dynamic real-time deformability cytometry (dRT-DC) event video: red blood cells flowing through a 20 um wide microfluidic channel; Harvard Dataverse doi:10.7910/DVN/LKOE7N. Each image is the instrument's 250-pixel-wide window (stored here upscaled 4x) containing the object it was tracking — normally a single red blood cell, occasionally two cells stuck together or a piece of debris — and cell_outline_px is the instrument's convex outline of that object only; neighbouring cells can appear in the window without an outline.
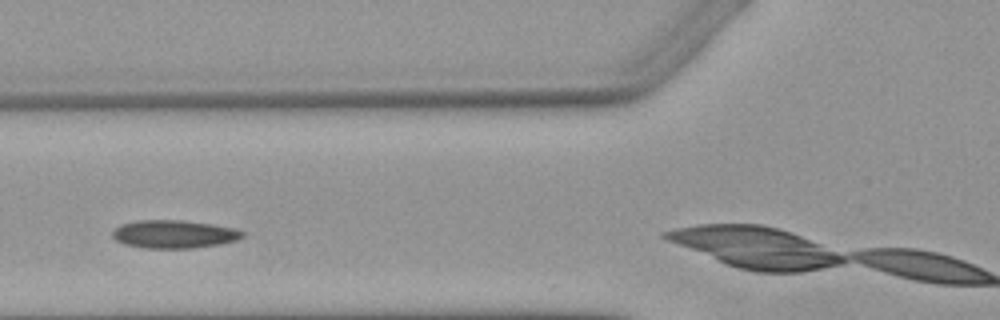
{"species": "Egyptian fruit bat (a non-hibernating species)", "species_latin": "Rousettus aegyptiacus", "temperature_condition": "warm", "stored_images_in_passage": 6, "camera_frame_rate_fps": 3000, "um_per_image_px": 0.085, "animal": {"sex": "female"}, "frame": {"image": 1, "passage_image": 2, "time_ms": 1.333, "image_size_px": [1000, 320], "cell_outline_px": [[244, 236], [236, 240], [220, 244], [192, 248], [144, 248], [124, 244], [116, 240], [112, 236], [112, 232], [120, 224], [136, 220], [184, 220], [212, 224], [232, 228], [244, 232]], "centroid_in_image_um": [14.76, 19.9], "position_along_channel_um": 111.0, "area_um2": 21.27}}